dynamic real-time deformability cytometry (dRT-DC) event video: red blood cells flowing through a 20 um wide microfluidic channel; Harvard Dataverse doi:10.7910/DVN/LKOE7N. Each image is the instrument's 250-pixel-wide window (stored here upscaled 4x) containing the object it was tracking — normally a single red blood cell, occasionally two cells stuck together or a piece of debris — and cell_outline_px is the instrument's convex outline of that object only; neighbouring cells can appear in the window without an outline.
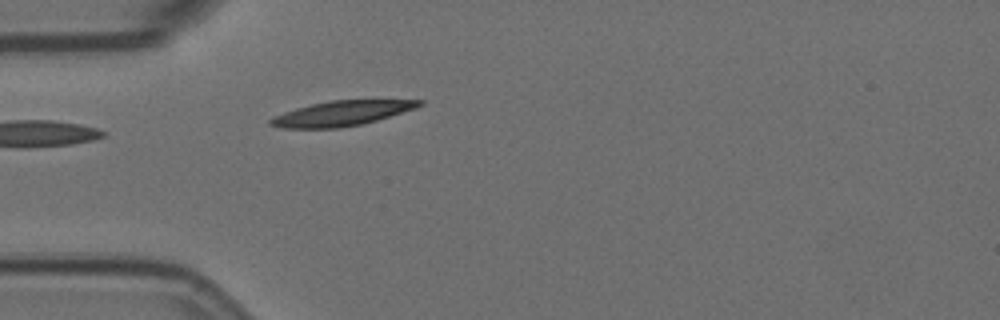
{"species": "Egyptian fruit bat (a non-hibernating species)", "species_latin": "Rousettus aegyptiacus", "temperature_condition": "room temperature", "stored_images_in_passage": 3, "camera_frame_rate_fps": 3000, "um_per_image_px": 0.085, "animal": {"sex": "female"}, "frame": {"image": 1, "passage_image": 3, "time_ms": 0.667, "image_size_px": [1000, 320], "cell_outline_px": [[424, 104], [416, 108], [376, 120], [360, 124], [340, 128], [280, 128], [268, 124], [268, 120], [272, 116], [296, 108], [312, 104], [332, 100], [424, 100]], "centroid_in_image_um": [29.0, 9.64], "position_along_channel_um": 56.0, "area_um2": 21.5}}